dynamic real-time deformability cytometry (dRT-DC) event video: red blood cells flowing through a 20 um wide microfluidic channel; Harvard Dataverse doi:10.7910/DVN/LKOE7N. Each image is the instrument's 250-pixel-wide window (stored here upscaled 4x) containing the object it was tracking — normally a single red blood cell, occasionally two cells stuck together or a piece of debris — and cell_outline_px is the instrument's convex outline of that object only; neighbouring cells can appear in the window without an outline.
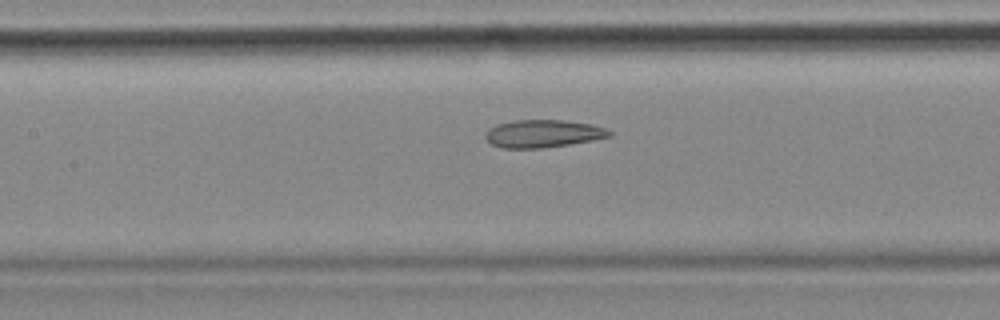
{"species": "common noctule bat (a hibernating species)", "species_latin": "Nyctalus noctula", "temperature_condition": "cold", "stored_images_in_passage": 56, "camera_frame_rate_fps": 3000, "um_per_image_px": 0.085, "animal": {"sex": "female", "body_mass_g": 18.4}, "frame": {"image": 1, "passage_image": 25, "time_ms": 8.0, "image_size_px": [1000, 320], "cell_outline_px": [[612, 136], [592, 140], [568, 144], [540, 148], [500, 148], [492, 144], [484, 136], [488, 128], [496, 124], [512, 120], [564, 120], [592, 124], [604, 128], [612, 132]], "centroid_in_image_um": [46.13, 11.35], "position_along_channel_um": 161.3, "area_um2": 20.0}, "authors_computed_cell_mechanics": {"area_um2": 22.7443, "velocity_mm_per_s": 3.523, "shape_relaxation_time_tau1_ms": null, "shape_relaxation_time_tau2_ms": 3.9436, "deformation_change_tau1": null, "deformation_change_tau2": 0.1091}}